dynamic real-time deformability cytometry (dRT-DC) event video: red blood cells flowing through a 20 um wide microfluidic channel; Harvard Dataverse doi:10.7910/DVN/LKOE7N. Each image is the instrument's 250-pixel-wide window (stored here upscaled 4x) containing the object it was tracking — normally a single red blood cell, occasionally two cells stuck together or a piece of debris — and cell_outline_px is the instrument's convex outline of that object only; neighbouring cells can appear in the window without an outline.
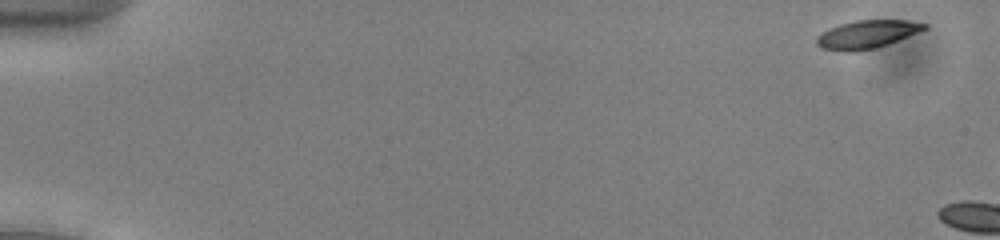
{"species": "common noctule bat (a hibernating species)", "species_latin": "Nyctalus noctula", "temperature_condition": "cold", "stored_images_in_passage": 11, "camera_frame_rate_fps": 3000, "um_per_image_px": 0.085, "animal": {"sex": "male", "body_mass_g": 13.0, "forearm_length_mm": 53.1}, "frame": {"image": 1, "passage_image": 1, "time_ms": 0.0, "image_size_px": [1000, 240], "cell_outline_px": [[928, 28], [888, 44], [872, 48], [852, 52], [844, 52], [820, 48], [816, 44], [816, 36], [828, 28], [840, 24], [856, 20], [908, 20], [928, 24]], "centroid_in_image_um": [73.66, 2.92], "position_along_channel_um": 11.3, "area_um2": 17.69}}